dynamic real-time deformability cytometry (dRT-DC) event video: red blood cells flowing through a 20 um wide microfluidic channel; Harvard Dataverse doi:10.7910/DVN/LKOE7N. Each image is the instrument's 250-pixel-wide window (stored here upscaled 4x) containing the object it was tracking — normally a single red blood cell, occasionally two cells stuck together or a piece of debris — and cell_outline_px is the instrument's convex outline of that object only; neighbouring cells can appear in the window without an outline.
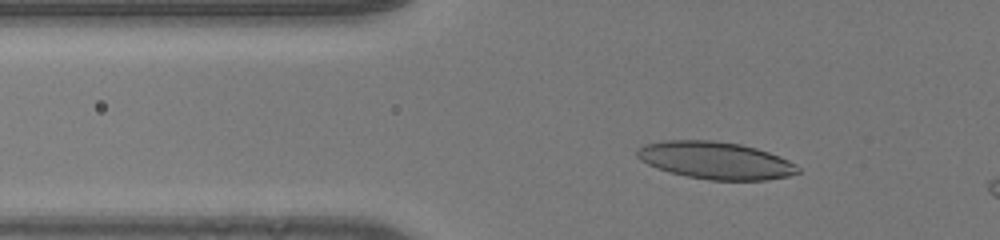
{"species": "human", "species_latin": "Homo sapiens", "temperature_condition": "room temperature", "stored_images_in_passage": 45, "segment_of_instrument_passage": [1, 2], "camera_frame_rate_fps": 3000, "um_per_image_px": 0.085, "donor": {"sex": "male"}, "frame": {"image": 1, "passage_image": 12, "time_ms": 3.667, "image_size_px": [1000, 240], "cell_outline_px": [[800, 172], [788, 176], [768, 180], [708, 180], [684, 176], [668, 172], [656, 168], [640, 160], [636, 156], [636, 152], [644, 144], [664, 140], [712, 140], [740, 144], [756, 148], [780, 156], [796, 164], [800, 168]], "centroid_in_image_um": [60.81, 13.64], "position_along_channel_um": 65.0, "area_um2": 35.2}}
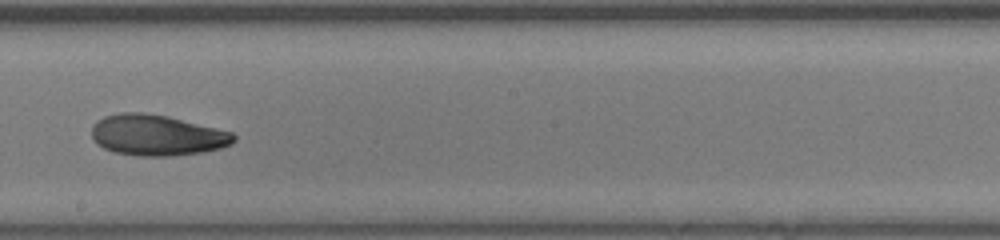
{"frame": {"image": 2, "passage_image": 26, "time_ms": 8.333, "image_size_px": [1000, 240], "cell_outline_px": [[236, 140], [232, 144], [220, 148], [200, 152], [168, 156], [140, 156], [112, 152], [96, 144], [92, 136], [92, 124], [96, 120], [104, 116], [120, 112], [144, 112], [168, 116], [232, 132], [236, 136]], "centroid_in_image_um": [13.3, 11.48], "position_along_channel_um": 234.9, "area_um2": 33.99}}
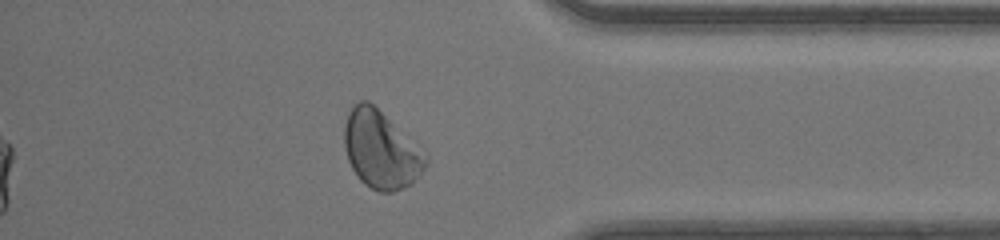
{"frame": {"image": 3, "passage_image": 39, "time_ms": 12.667, "image_size_px": [1000, 240], "cell_outline_px": [[428, 164], [412, 184], [392, 192], [380, 192], [364, 184], [360, 180], [352, 168], [348, 160], [344, 148], [344, 124], [348, 112], [360, 100], [368, 100], [428, 156]], "centroid_in_image_um": [32.36, 12.75], "position_along_channel_um": 402.8, "area_um2": 36.3}}